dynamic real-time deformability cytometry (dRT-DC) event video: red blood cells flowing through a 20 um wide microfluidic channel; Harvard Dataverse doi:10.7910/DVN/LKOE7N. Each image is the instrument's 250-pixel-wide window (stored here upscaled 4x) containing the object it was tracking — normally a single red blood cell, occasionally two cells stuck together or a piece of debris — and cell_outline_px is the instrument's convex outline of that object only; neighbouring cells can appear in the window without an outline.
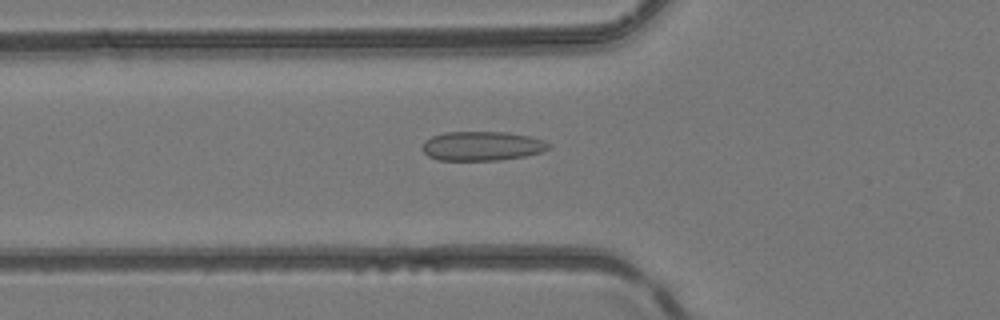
{"species": "common noctule bat (a hibernating species)", "species_latin": "Nyctalus noctula", "temperature_condition": "room temperature", "stored_images_in_passage": 38, "camera_frame_rate_fps": 3000, "um_per_image_px": 0.085, "animal": {"sex": "female", "body_mass_g": 24.6, "forearm_length_mm": 56.2}, "frame": {"image": 1, "passage_image": 17, "time_ms": 5.333, "image_size_px": [1000, 320], "cell_outline_px": [[552, 148], [540, 152], [524, 156], [500, 160], [440, 160], [428, 156], [420, 148], [424, 140], [432, 136], [444, 132], [508, 132], [528, 136], [544, 140], [552, 144]], "centroid_in_image_um": [40.97, 12.4], "position_along_channel_um": 84.8, "area_um2": 21.73}}
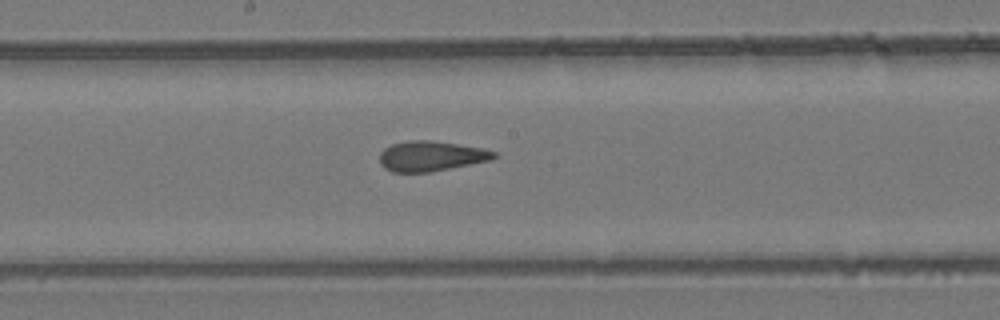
{"frame": {"image": 2, "passage_image": 26, "time_ms": 8.333, "image_size_px": [1000, 320], "cell_outline_px": [[496, 156], [492, 160], [428, 172], [392, 172], [384, 168], [380, 164], [380, 152], [384, 148], [392, 144], [408, 140], [428, 140], [484, 148], [496, 152]], "centroid_in_image_um": [36.62, 13.27], "position_along_channel_um": 211.6, "area_um2": 20.0}}
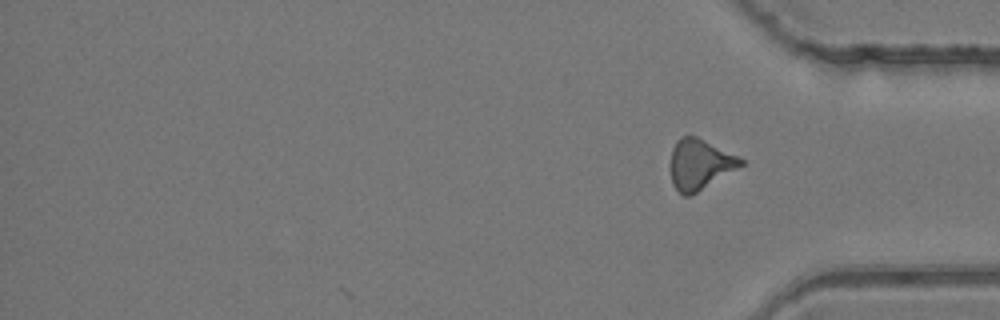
{"frame": {"image": 3, "passage_image": 38, "time_ms": 12.333, "image_size_px": [1000, 320], "cell_outline_px": [[744, 164], [692, 196], [684, 196], [672, 184], [672, 148], [676, 140], [680, 136], [696, 136], [740, 156], [744, 160]], "centroid_in_image_um": [59.51, 13.96], "position_along_channel_um": 375.7, "area_um2": 20.58}, "authors_computed_cell_mechanics": {"area_um2": 20.7791, "velocity_mm_per_s": 4.1834, "shape_relaxation_time_tau1_ms": null, "shape_relaxation_time_tau2_ms": 1.8414, "deformation_change_tau1": null, "deformation_change_tau2": 0.089}}